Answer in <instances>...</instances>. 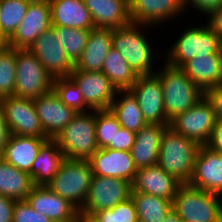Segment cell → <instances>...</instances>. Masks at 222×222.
Wrapping results in <instances>:
<instances>
[{
	"instance_id": "cell-1",
	"label": "cell",
	"mask_w": 222,
	"mask_h": 222,
	"mask_svg": "<svg viewBox=\"0 0 222 222\" xmlns=\"http://www.w3.org/2000/svg\"><path fill=\"white\" fill-rule=\"evenodd\" d=\"M200 145L167 127L162 134L157 165L181 184H188Z\"/></svg>"
},
{
	"instance_id": "cell-2",
	"label": "cell",
	"mask_w": 222,
	"mask_h": 222,
	"mask_svg": "<svg viewBox=\"0 0 222 222\" xmlns=\"http://www.w3.org/2000/svg\"><path fill=\"white\" fill-rule=\"evenodd\" d=\"M163 65L155 74L161 81L165 113L171 121L193 107L204 96V92L181 68L170 66L166 62Z\"/></svg>"
},
{
	"instance_id": "cell-3",
	"label": "cell",
	"mask_w": 222,
	"mask_h": 222,
	"mask_svg": "<svg viewBox=\"0 0 222 222\" xmlns=\"http://www.w3.org/2000/svg\"><path fill=\"white\" fill-rule=\"evenodd\" d=\"M148 25L130 23L113 29L112 47L127 61L137 76L155 74L153 70V48L149 38L141 33V27ZM140 27V28H139Z\"/></svg>"
},
{
	"instance_id": "cell-4",
	"label": "cell",
	"mask_w": 222,
	"mask_h": 222,
	"mask_svg": "<svg viewBox=\"0 0 222 222\" xmlns=\"http://www.w3.org/2000/svg\"><path fill=\"white\" fill-rule=\"evenodd\" d=\"M95 133V110L77 112L54 140L66 159L88 161L99 149Z\"/></svg>"
},
{
	"instance_id": "cell-5",
	"label": "cell",
	"mask_w": 222,
	"mask_h": 222,
	"mask_svg": "<svg viewBox=\"0 0 222 222\" xmlns=\"http://www.w3.org/2000/svg\"><path fill=\"white\" fill-rule=\"evenodd\" d=\"M217 194L181 184L172 208L182 222H222V202Z\"/></svg>"
},
{
	"instance_id": "cell-6",
	"label": "cell",
	"mask_w": 222,
	"mask_h": 222,
	"mask_svg": "<svg viewBox=\"0 0 222 222\" xmlns=\"http://www.w3.org/2000/svg\"><path fill=\"white\" fill-rule=\"evenodd\" d=\"M92 177L89 161L65 158L46 187L68 200L80 211L87 198Z\"/></svg>"
},
{
	"instance_id": "cell-7",
	"label": "cell",
	"mask_w": 222,
	"mask_h": 222,
	"mask_svg": "<svg viewBox=\"0 0 222 222\" xmlns=\"http://www.w3.org/2000/svg\"><path fill=\"white\" fill-rule=\"evenodd\" d=\"M168 50L166 63L181 68L186 62L197 56L222 53V40L208 25L188 27Z\"/></svg>"
},
{
	"instance_id": "cell-8",
	"label": "cell",
	"mask_w": 222,
	"mask_h": 222,
	"mask_svg": "<svg viewBox=\"0 0 222 222\" xmlns=\"http://www.w3.org/2000/svg\"><path fill=\"white\" fill-rule=\"evenodd\" d=\"M14 96L35 99L49 92L53 78L29 49H16Z\"/></svg>"
},
{
	"instance_id": "cell-9",
	"label": "cell",
	"mask_w": 222,
	"mask_h": 222,
	"mask_svg": "<svg viewBox=\"0 0 222 222\" xmlns=\"http://www.w3.org/2000/svg\"><path fill=\"white\" fill-rule=\"evenodd\" d=\"M216 122L212 104L204 95L193 107L172 119L169 127L199 145H206Z\"/></svg>"
},
{
	"instance_id": "cell-10",
	"label": "cell",
	"mask_w": 222,
	"mask_h": 222,
	"mask_svg": "<svg viewBox=\"0 0 222 222\" xmlns=\"http://www.w3.org/2000/svg\"><path fill=\"white\" fill-rule=\"evenodd\" d=\"M131 182L114 177L93 175L85 203L80 210L94 214L100 210L114 208L131 197Z\"/></svg>"
},
{
	"instance_id": "cell-11",
	"label": "cell",
	"mask_w": 222,
	"mask_h": 222,
	"mask_svg": "<svg viewBox=\"0 0 222 222\" xmlns=\"http://www.w3.org/2000/svg\"><path fill=\"white\" fill-rule=\"evenodd\" d=\"M11 135L49 138L41 126L33 99L15 96L0 99Z\"/></svg>"
},
{
	"instance_id": "cell-12",
	"label": "cell",
	"mask_w": 222,
	"mask_h": 222,
	"mask_svg": "<svg viewBox=\"0 0 222 222\" xmlns=\"http://www.w3.org/2000/svg\"><path fill=\"white\" fill-rule=\"evenodd\" d=\"M129 91L136 98L147 124L170 125L165 113L163 87L156 74L137 76Z\"/></svg>"
},
{
	"instance_id": "cell-13",
	"label": "cell",
	"mask_w": 222,
	"mask_h": 222,
	"mask_svg": "<svg viewBox=\"0 0 222 222\" xmlns=\"http://www.w3.org/2000/svg\"><path fill=\"white\" fill-rule=\"evenodd\" d=\"M29 50L39 59L53 79L70 77L73 72L74 64L60 45L53 26L45 30Z\"/></svg>"
},
{
	"instance_id": "cell-14",
	"label": "cell",
	"mask_w": 222,
	"mask_h": 222,
	"mask_svg": "<svg viewBox=\"0 0 222 222\" xmlns=\"http://www.w3.org/2000/svg\"><path fill=\"white\" fill-rule=\"evenodd\" d=\"M51 26L49 1L32 0L29 3L25 17L9 39V46L15 49H29L34 41Z\"/></svg>"
},
{
	"instance_id": "cell-15",
	"label": "cell",
	"mask_w": 222,
	"mask_h": 222,
	"mask_svg": "<svg viewBox=\"0 0 222 222\" xmlns=\"http://www.w3.org/2000/svg\"><path fill=\"white\" fill-rule=\"evenodd\" d=\"M70 78L78 86L88 109L93 111L110 108L116 90L102 71L90 72L73 69Z\"/></svg>"
},
{
	"instance_id": "cell-16",
	"label": "cell",
	"mask_w": 222,
	"mask_h": 222,
	"mask_svg": "<svg viewBox=\"0 0 222 222\" xmlns=\"http://www.w3.org/2000/svg\"><path fill=\"white\" fill-rule=\"evenodd\" d=\"M188 185L222 196V154L200 145Z\"/></svg>"
},
{
	"instance_id": "cell-17",
	"label": "cell",
	"mask_w": 222,
	"mask_h": 222,
	"mask_svg": "<svg viewBox=\"0 0 222 222\" xmlns=\"http://www.w3.org/2000/svg\"><path fill=\"white\" fill-rule=\"evenodd\" d=\"M33 103L44 133L50 139H54L77 114L59 99L53 89L33 99Z\"/></svg>"
},
{
	"instance_id": "cell-18",
	"label": "cell",
	"mask_w": 222,
	"mask_h": 222,
	"mask_svg": "<svg viewBox=\"0 0 222 222\" xmlns=\"http://www.w3.org/2000/svg\"><path fill=\"white\" fill-rule=\"evenodd\" d=\"M88 161L93 175L97 176L114 177L132 183L137 173L130 151L102 148L98 149Z\"/></svg>"
},
{
	"instance_id": "cell-19",
	"label": "cell",
	"mask_w": 222,
	"mask_h": 222,
	"mask_svg": "<svg viewBox=\"0 0 222 222\" xmlns=\"http://www.w3.org/2000/svg\"><path fill=\"white\" fill-rule=\"evenodd\" d=\"M27 203L52 222H75L78 209L68 200L46 186H34L27 195Z\"/></svg>"
},
{
	"instance_id": "cell-20",
	"label": "cell",
	"mask_w": 222,
	"mask_h": 222,
	"mask_svg": "<svg viewBox=\"0 0 222 222\" xmlns=\"http://www.w3.org/2000/svg\"><path fill=\"white\" fill-rule=\"evenodd\" d=\"M184 11L183 0H129L132 23L152 26L178 17Z\"/></svg>"
},
{
	"instance_id": "cell-21",
	"label": "cell",
	"mask_w": 222,
	"mask_h": 222,
	"mask_svg": "<svg viewBox=\"0 0 222 222\" xmlns=\"http://www.w3.org/2000/svg\"><path fill=\"white\" fill-rule=\"evenodd\" d=\"M181 185L160 166H148L137 170L131 183L132 192H140L173 201Z\"/></svg>"
},
{
	"instance_id": "cell-22",
	"label": "cell",
	"mask_w": 222,
	"mask_h": 222,
	"mask_svg": "<svg viewBox=\"0 0 222 222\" xmlns=\"http://www.w3.org/2000/svg\"><path fill=\"white\" fill-rule=\"evenodd\" d=\"M95 28L116 29L131 23L129 0H83Z\"/></svg>"
},
{
	"instance_id": "cell-23",
	"label": "cell",
	"mask_w": 222,
	"mask_h": 222,
	"mask_svg": "<svg viewBox=\"0 0 222 222\" xmlns=\"http://www.w3.org/2000/svg\"><path fill=\"white\" fill-rule=\"evenodd\" d=\"M181 69L203 92L222 85V53L197 56Z\"/></svg>"
},
{
	"instance_id": "cell-24",
	"label": "cell",
	"mask_w": 222,
	"mask_h": 222,
	"mask_svg": "<svg viewBox=\"0 0 222 222\" xmlns=\"http://www.w3.org/2000/svg\"><path fill=\"white\" fill-rule=\"evenodd\" d=\"M167 127L169 126L147 124L136 133L130 152L137 170L157 165L161 137Z\"/></svg>"
},
{
	"instance_id": "cell-25",
	"label": "cell",
	"mask_w": 222,
	"mask_h": 222,
	"mask_svg": "<svg viewBox=\"0 0 222 222\" xmlns=\"http://www.w3.org/2000/svg\"><path fill=\"white\" fill-rule=\"evenodd\" d=\"M52 26L91 30L94 28L90 11L83 0H48Z\"/></svg>"
},
{
	"instance_id": "cell-26",
	"label": "cell",
	"mask_w": 222,
	"mask_h": 222,
	"mask_svg": "<svg viewBox=\"0 0 222 222\" xmlns=\"http://www.w3.org/2000/svg\"><path fill=\"white\" fill-rule=\"evenodd\" d=\"M113 29L92 28L87 44L74 69L98 72L102 71L103 63L109 49L112 47Z\"/></svg>"
},
{
	"instance_id": "cell-27",
	"label": "cell",
	"mask_w": 222,
	"mask_h": 222,
	"mask_svg": "<svg viewBox=\"0 0 222 222\" xmlns=\"http://www.w3.org/2000/svg\"><path fill=\"white\" fill-rule=\"evenodd\" d=\"M48 139L50 138L10 135L3 150L4 161L29 173L41 146Z\"/></svg>"
},
{
	"instance_id": "cell-28",
	"label": "cell",
	"mask_w": 222,
	"mask_h": 222,
	"mask_svg": "<svg viewBox=\"0 0 222 222\" xmlns=\"http://www.w3.org/2000/svg\"><path fill=\"white\" fill-rule=\"evenodd\" d=\"M65 159L54 139H48L40 148L29 172L34 186H46L58 172Z\"/></svg>"
},
{
	"instance_id": "cell-29",
	"label": "cell",
	"mask_w": 222,
	"mask_h": 222,
	"mask_svg": "<svg viewBox=\"0 0 222 222\" xmlns=\"http://www.w3.org/2000/svg\"><path fill=\"white\" fill-rule=\"evenodd\" d=\"M33 187L34 183L28 172L19 170L5 161L0 163V195L23 201Z\"/></svg>"
},
{
	"instance_id": "cell-30",
	"label": "cell",
	"mask_w": 222,
	"mask_h": 222,
	"mask_svg": "<svg viewBox=\"0 0 222 222\" xmlns=\"http://www.w3.org/2000/svg\"><path fill=\"white\" fill-rule=\"evenodd\" d=\"M117 95L122 96L120 98L118 96L117 100ZM109 109L116 116L119 124L129 131L137 133L147 125L140 106L130 91H116Z\"/></svg>"
},
{
	"instance_id": "cell-31",
	"label": "cell",
	"mask_w": 222,
	"mask_h": 222,
	"mask_svg": "<svg viewBox=\"0 0 222 222\" xmlns=\"http://www.w3.org/2000/svg\"><path fill=\"white\" fill-rule=\"evenodd\" d=\"M102 72L116 91H129L137 78L136 73L114 47L109 49L105 57Z\"/></svg>"
},
{
	"instance_id": "cell-32",
	"label": "cell",
	"mask_w": 222,
	"mask_h": 222,
	"mask_svg": "<svg viewBox=\"0 0 222 222\" xmlns=\"http://www.w3.org/2000/svg\"><path fill=\"white\" fill-rule=\"evenodd\" d=\"M139 222H161L172 209V202L150 194L131 192Z\"/></svg>"
},
{
	"instance_id": "cell-33",
	"label": "cell",
	"mask_w": 222,
	"mask_h": 222,
	"mask_svg": "<svg viewBox=\"0 0 222 222\" xmlns=\"http://www.w3.org/2000/svg\"><path fill=\"white\" fill-rule=\"evenodd\" d=\"M32 0H0V29L9 40L26 15Z\"/></svg>"
},
{
	"instance_id": "cell-34",
	"label": "cell",
	"mask_w": 222,
	"mask_h": 222,
	"mask_svg": "<svg viewBox=\"0 0 222 222\" xmlns=\"http://www.w3.org/2000/svg\"><path fill=\"white\" fill-rule=\"evenodd\" d=\"M66 55L75 65L84 51L90 30L53 26Z\"/></svg>"
},
{
	"instance_id": "cell-35",
	"label": "cell",
	"mask_w": 222,
	"mask_h": 222,
	"mask_svg": "<svg viewBox=\"0 0 222 222\" xmlns=\"http://www.w3.org/2000/svg\"><path fill=\"white\" fill-rule=\"evenodd\" d=\"M122 126L110 109L95 110V134L99 149H115V136Z\"/></svg>"
},
{
	"instance_id": "cell-36",
	"label": "cell",
	"mask_w": 222,
	"mask_h": 222,
	"mask_svg": "<svg viewBox=\"0 0 222 222\" xmlns=\"http://www.w3.org/2000/svg\"><path fill=\"white\" fill-rule=\"evenodd\" d=\"M16 78V49H0V99L14 96Z\"/></svg>"
},
{
	"instance_id": "cell-37",
	"label": "cell",
	"mask_w": 222,
	"mask_h": 222,
	"mask_svg": "<svg viewBox=\"0 0 222 222\" xmlns=\"http://www.w3.org/2000/svg\"><path fill=\"white\" fill-rule=\"evenodd\" d=\"M52 89L66 106L76 112H87V110L90 112L78 86L70 77L55 78Z\"/></svg>"
},
{
	"instance_id": "cell-38",
	"label": "cell",
	"mask_w": 222,
	"mask_h": 222,
	"mask_svg": "<svg viewBox=\"0 0 222 222\" xmlns=\"http://www.w3.org/2000/svg\"><path fill=\"white\" fill-rule=\"evenodd\" d=\"M100 222H139L135 204L130 197L114 208L100 210L93 214Z\"/></svg>"
},
{
	"instance_id": "cell-39",
	"label": "cell",
	"mask_w": 222,
	"mask_h": 222,
	"mask_svg": "<svg viewBox=\"0 0 222 222\" xmlns=\"http://www.w3.org/2000/svg\"><path fill=\"white\" fill-rule=\"evenodd\" d=\"M12 222H52L48 217L34 210L26 200L16 201Z\"/></svg>"
},
{
	"instance_id": "cell-40",
	"label": "cell",
	"mask_w": 222,
	"mask_h": 222,
	"mask_svg": "<svg viewBox=\"0 0 222 222\" xmlns=\"http://www.w3.org/2000/svg\"><path fill=\"white\" fill-rule=\"evenodd\" d=\"M187 6L208 17L215 9L222 6V0H183L184 9L187 10Z\"/></svg>"
},
{
	"instance_id": "cell-41",
	"label": "cell",
	"mask_w": 222,
	"mask_h": 222,
	"mask_svg": "<svg viewBox=\"0 0 222 222\" xmlns=\"http://www.w3.org/2000/svg\"><path fill=\"white\" fill-rule=\"evenodd\" d=\"M204 95L212 104L216 121L222 122V85L207 90Z\"/></svg>"
},
{
	"instance_id": "cell-42",
	"label": "cell",
	"mask_w": 222,
	"mask_h": 222,
	"mask_svg": "<svg viewBox=\"0 0 222 222\" xmlns=\"http://www.w3.org/2000/svg\"><path fill=\"white\" fill-rule=\"evenodd\" d=\"M136 133L121 127L115 136V150L130 151L135 142Z\"/></svg>"
},
{
	"instance_id": "cell-43",
	"label": "cell",
	"mask_w": 222,
	"mask_h": 222,
	"mask_svg": "<svg viewBox=\"0 0 222 222\" xmlns=\"http://www.w3.org/2000/svg\"><path fill=\"white\" fill-rule=\"evenodd\" d=\"M15 200L0 195V222H12Z\"/></svg>"
},
{
	"instance_id": "cell-44",
	"label": "cell",
	"mask_w": 222,
	"mask_h": 222,
	"mask_svg": "<svg viewBox=\"0 0 222 222\" xmlns=\"http://www.w3.org/2000/svg\"><path fill=\"white\" fill-rule=\"evenodd\" d=\"M206 146L211 150L222 154V122H216L211 137Z\"/></svg>"
},
{
	"instance_id": "cell-45",
	"label": "cell",
	"mask_w": 222,
	"mask_h": 222,
	"mask_svg": "<svg viewBox=\"0 0 222 222\" xmlns=\"http://www.w3.org/2000/svg\"><path fill=\"white\" fill-rule=\"evenodd\" d=\"M207 23L222 40V6L209 15Z\"/></svg>"
},
{
	"instance_id": "cell-46",
	"label": "cell",
	"mask_w": 222,
	"mask_h": 222,
	"mask_svg": "<svg viewBox=\"0 0 222 222\" xmlns=\"http://www.w3.org/2000/svg\"><path fill=\"white\" fill-rule=\"evenodd\" d=\"M10 135L11 134L7 125V121L5 119L2 106L0 105V150H4Z\"/></svg>"
},
{
	"instance_id": "cell-47",
	"label": "cell",
	"mask_w": 222,
	"mask_h": 222,
	"mask_svg": "<svg viewBox=\"0 0 222 222\" xmlns=\"http://www.w3.org/2000/svg\"><path fill=\"white\" fill-rule=\"evenodd\" d=\"M75 222H100L94 215L78 211Z\"/></svg>"
},
{
	"instance_id": "cell-48",
	"label": "cell",
	"mask_w": 222,
	"mask_h": 222,
	"mask_svg": "<svg viewBox=\"0 0 222 222\" xmlns=\"http://www.w3.org/2000/svg\"><path fill=\"white\" fill-rule=\"evenodd\" d=\"M161 222H182V220L172 208Z\"/></svg>"
},
{
	"instance_id": "cell-49",
	"label": "cell",
	"mask_w": 222,
	"mask_h": 222,
	"mask_svg": "<svg viewBox=\"0 0 222 222\" xmlns=\"http://www.w3.org/2000/svg\"><path fill=\"white\" fill-rule=\"evenodd\" d=\"M8 46H9V40L5 37V35L2 33L0 29V49H3Z\"/></svg>"
},
{
	"instance_id": "cell-50",
	"label": "cell",
	"mask_w": 222,
	"mask_h": 222,
	"mask_svg": "<svg viewBox=\"0 0 222 222\" xmlns=\"http://www.w3.org/2000/svg\"><path fill=\"white\" fill-rule=\"evenodd\" d=\"M4 161L3 151L0 150V163Z\"/></svg>"
}]
</instances>
